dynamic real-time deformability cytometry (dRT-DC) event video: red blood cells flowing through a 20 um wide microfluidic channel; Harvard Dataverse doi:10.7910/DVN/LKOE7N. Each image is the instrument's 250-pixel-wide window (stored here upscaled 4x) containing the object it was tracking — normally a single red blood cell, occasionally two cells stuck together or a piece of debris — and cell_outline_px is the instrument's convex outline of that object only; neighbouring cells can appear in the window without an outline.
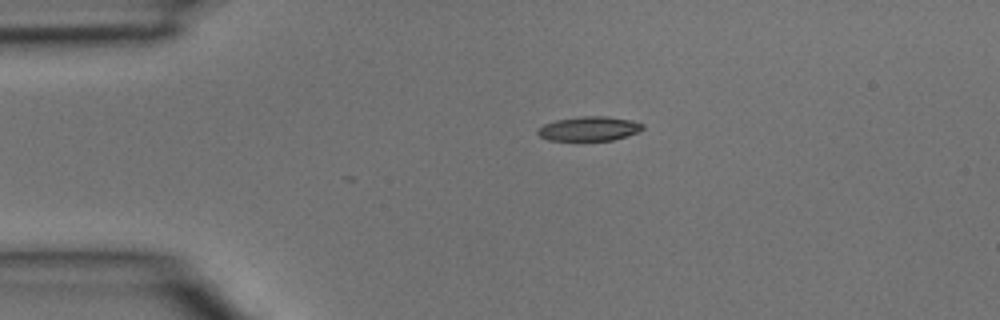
{"species": "common noctule bat (a hibernating species)", "species_latin": "Nyctalus noctula", "temperature_condition": "room temperature", "stored_images_in_passage": 4, "camera_frame_rate_fps": 3000, "um_per_image_px": 0.085, "animal": {"sex": "male", "body_mass_g": 15.6}, "frame": {"image": 1, "passage_image": 4, "time_ms": 1.0, "image_size_px": [1000, 320], "cell_outline_px": [[644, 128], [640, 132], [612, 140], [548, 140], [540, 136], [536, 132], [544, 124], [556, 120], [580, 116], [604, 116], [632, 120], [644, 124]], "centroid_in_image_um": [50.11, 10.93], "position_along_channel_um": 34.9, "area_um2": 14.85}}